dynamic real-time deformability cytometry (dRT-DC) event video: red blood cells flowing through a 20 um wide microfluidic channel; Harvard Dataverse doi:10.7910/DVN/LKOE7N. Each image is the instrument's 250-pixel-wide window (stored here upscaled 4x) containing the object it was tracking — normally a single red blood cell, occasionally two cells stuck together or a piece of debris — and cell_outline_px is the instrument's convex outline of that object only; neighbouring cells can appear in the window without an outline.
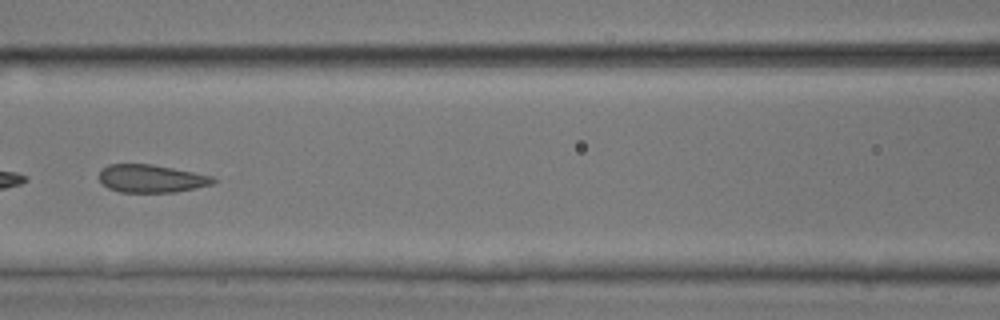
{"species": "common noctule bat (a hibernating species)", "species_latin": "Nyctalus noctula", "temperature_condition": "room temperature", "stored_images_in_passage": 27, "camera_frame_rate_fps": 3000, "um_per_image_px": 0.085, "animal": {"sex": "male", "body_mass_g": 17.9, "forearm_length_mm": 54.2}, "frame": {"image": 1, "passage_image": 23, "time_ms": 7.333, "image_size_px": [1000, 320], "cell_outline_px": [[216, 180], [212, 184], [196, 188], [176, 192], [120, 192], [108, 188], [100, 180], [100, 172], [108, 164], [152, 164], [212, 176]], "centroid_in_image_um": [12.86, 15.18], "position_along_channel_um": 153.7, "area_um2": 18.32}}